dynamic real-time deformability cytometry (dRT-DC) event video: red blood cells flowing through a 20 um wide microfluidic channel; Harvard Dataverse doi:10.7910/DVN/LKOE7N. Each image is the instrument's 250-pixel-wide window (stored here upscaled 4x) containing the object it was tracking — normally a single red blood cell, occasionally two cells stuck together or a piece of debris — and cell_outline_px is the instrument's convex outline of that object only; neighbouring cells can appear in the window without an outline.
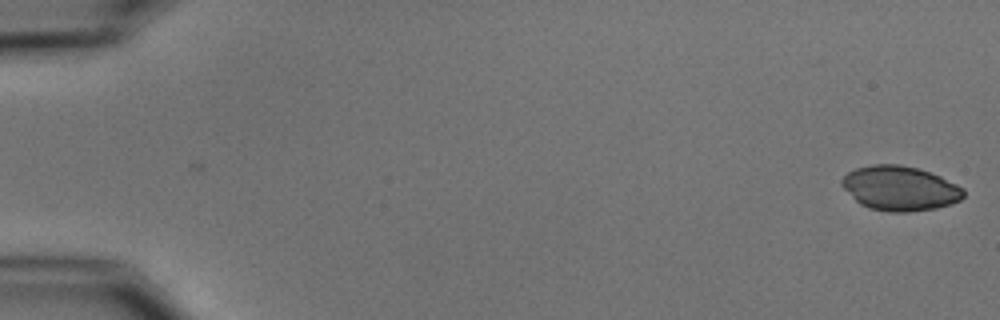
{"species": "common noctule bat (a hibernating species)", "species_latin": "Nyctalus noctula", "temperature_condition": "cold", "stored_images_in_passage": 2, "camera_frame_rate_fps": 3000, "um_per_image_px": 0.085, "animal": {"sex": "male", "body_mass_g": 15.6}, "frame": {"image": 1, "passage_image": 2, "time_ms": 1.0, "image_size_px": [1000, 320], "cell_outline_px": [[964, 196], [960, 200], [952, 204], [936, 208], [908, 212], [888, 212], [868, 208], [860, 204], [840, 184], [840, 180], [848, 172], [856, 168], [872, 164], [900, 164], [916, 168], [940, 176], [964, 188]], "centroid_in_image_um": [76.49, 16.01], "position_along_channel_um": 8.5, "area_um2": 31.67}}